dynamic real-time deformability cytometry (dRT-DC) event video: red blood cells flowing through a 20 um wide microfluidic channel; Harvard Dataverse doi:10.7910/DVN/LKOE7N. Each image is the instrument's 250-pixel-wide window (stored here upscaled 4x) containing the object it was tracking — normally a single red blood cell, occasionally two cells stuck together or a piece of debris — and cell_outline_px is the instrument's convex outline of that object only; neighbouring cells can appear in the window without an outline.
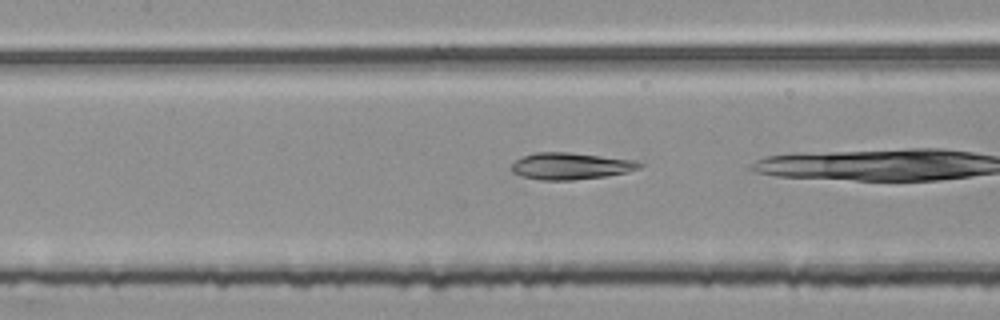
{"species": "common noctule bat (a hibernating species)", "species_latin": "Nyctalus noctula", "temperature_condition": "room temperature", "stored_images_in_passage": 35, "camera_frame_rate_fps": 3000, "um_per_image_px": 0.085, "animal": {"sex": "female", "body_mass_g": 25.1}, "frame": {"image": 1, "passage_image": 18, "time_ms": 5.667, "image_size_px": [1000, 320], "cell_outline_px": [[644, 164], [640, 168], [624, 172], [604, 176], [572, 180], [540, 180], [520, 176], [512, 172], [512, 164], [516, 160], [524, 156], [536, 152], [568, 152], [636, 160]], "centroid_in_image_um": [48.49, 14.11], "position_along_channel_um": 158.9, "area_um2": 19.83}}
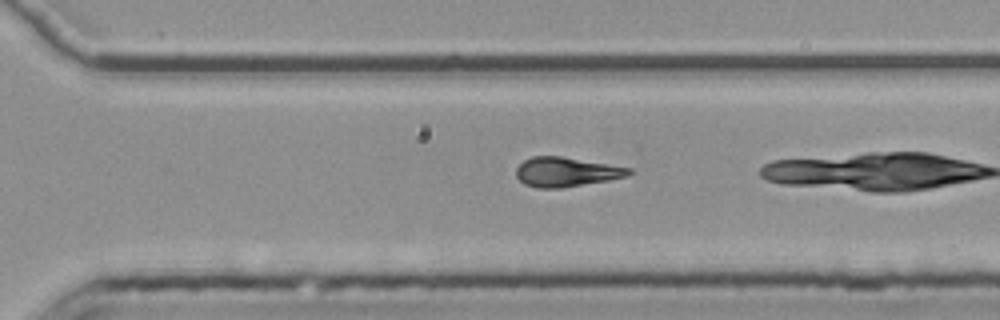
{"frame": {"image": 2, "passage_image": 31, "time_ms": 10.0, "image_size_px": [1000, 320], "cell_outline_px": [[632, 172], [628, 176], [608, 180], [560, 188], [536, 188], [524, 184], [516, 176], [516, 168], [524, 160], [532, 156], [560, 156], [632, 168]], "centroid_in_image_um": [48.11, 14.61], "position_along_channel_um": 322.5, "area_um2": 19.25}}
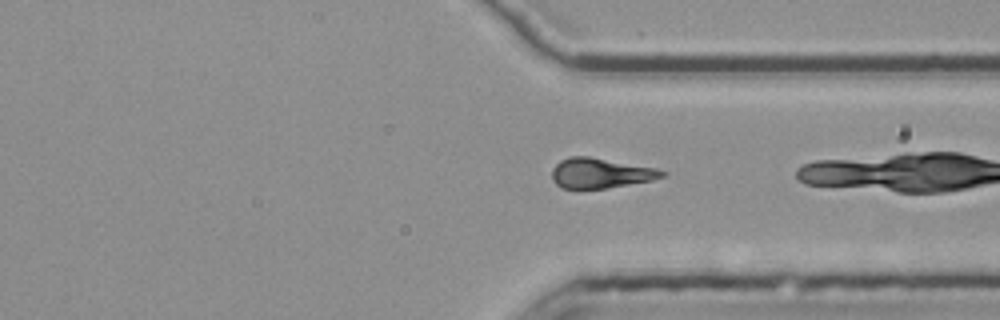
{"frame": {"image": 3, "passage_image": 34, "time_ms": 11.0, "image_size_px": [1000, 320], "cell_outline_px": [[668, 172], [664, 176], [652, 180], [608, 188], [580, 192], [560, 188], [552, 180], [552, 168], [560, 160], [568, 156], [588, 156], [656, 168]], "centroid_in_image_um": [50.97, 14.76], "position_along_channel_um": 360.4, "area_um2": 20.0}}